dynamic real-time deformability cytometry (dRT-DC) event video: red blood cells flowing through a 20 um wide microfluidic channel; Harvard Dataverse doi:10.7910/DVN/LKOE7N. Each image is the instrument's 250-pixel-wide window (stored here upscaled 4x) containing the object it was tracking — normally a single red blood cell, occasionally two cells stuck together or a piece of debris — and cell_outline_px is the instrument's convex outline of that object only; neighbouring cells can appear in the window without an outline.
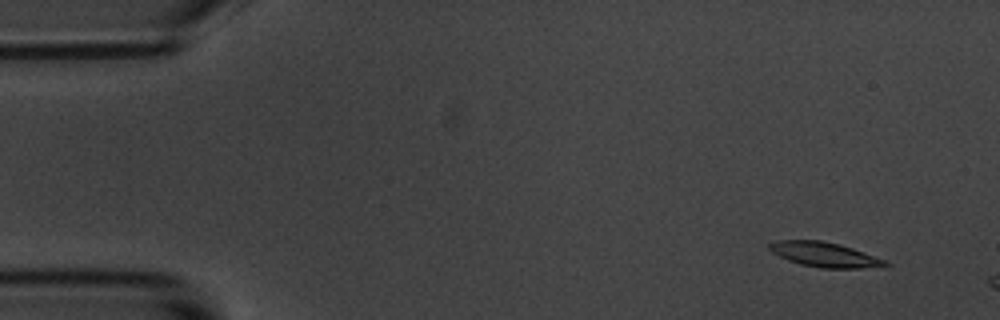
{"species": "common noctule bat (a hibernating species)", "species_latin": "Nyctalus noctula", "temperature_condition": "room temperature", "stored_images_in_passage": 3, "camera_frame_rate_fps": 3000, "um_per_image_px": 0.085, "animal": {"sex": "male", "body_mass_g": 20.1, "forearm_length_mm": 53.5}, "frame": {"image": 1, "passage_image": 1, "time_ms": 0.0, "image_size_px": [1000, 320], "cell_outline_px": [[892, 264], [860, 268], [820, 268], [800, 264], [788, 260], [772, 252], [768, 248], [768, 244], [776, 240], [820, 240], [840, 244], [852, 248], [884, 260]], "centroid_in_image_um": [70.02, 21.63], "position_along_channel_um": 15.0, "area_um2": 16.47}}